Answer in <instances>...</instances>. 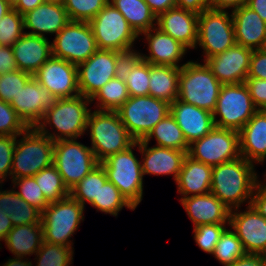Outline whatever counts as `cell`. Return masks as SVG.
Returning a JSON list of instances; mask_svg holds the SVG:
<instances>
[{
  "instance_id": "1",
  "label": "cell",
  "mask_w": 266,
  "mask_h": 266,
  "mask_svg": "<svg viewBox=\"0 0 266 266\" xmlns=\"http://www.w3.org/2000/svg\"><path fill=\"white\" fill-rule=\"evenodd\" d=\"M256 165L242 156L212 167L211 193L230 210L251 203L255 187L260 181Z\"/></svg>"
},
{
  "instance_id": "2",
  "label": "cell",
  "mask_w": 266,
  "mask_h": 266,
  "mask_svg": "<svg viewBox=\"0 0 266 266\" xmlns=\"http://www.w3.org/2000/svg\"><path fill=\"white\" fill-rule=\"evenodd\" d=\"M91 104V99L83 95L58 98L56 103L45 111L36 128L54 142L81 138L86 134L88 117L91 112L88 105L91 107ZM47 127H52L53 132L49 131Z\"/></svg>"
},
{
  "instance_id": "3",
  "label": "cell",
  "mask_w": 266,
  "mask_h": 266,
  "mask_svg": "<svg viewBox=\"0 0 266 266\" xmlns=\"http://www.w3.org/2000/svg\"><path fill=\"white\" fill-rule=\"evenodd\" d=\"M91 110L86 126L91 149L99 162L127 150L136 141L129 135L117 111Z\"/></svg>"
},
{
  "instance_id": "4",
  "label": "cell",
  "mask_w": 266,
  "mask_h": 266,
  "mask_svg": "<svg viewBox=\"0 0 266 266\" xmlns=\"http://www.w3.org/2000/svg\"><path fill=\"white\" fill-rule=\"evenodd\" d=\"M53 157L54 141L36 127H28L16 138L11 181L35 176L42 169L53 165Z\"/></svg>"
},
{
  "instance_id": "5",
  "label": "cell",
  "mask_w": 266,
  "mask_h": 266,
  "mask_svg": "<svg viewBox=\"0 0 266 266\" xmlns=\"http://www.w3.org/2000/svg\"><path fill=\"white\" fill-rule=\"evenodd\" d=\"M221 86L205 62L189 60L180 69L178 100L213 113Z\"/></svg>"
},
{
  "instance_id": "6",
  "label": "cell",
  "mask_w": 266,
  "mask_h": 266,
  "mask_svg": "<svg viewBox=\"0 0 266 266\" xmlns=\"http://www.w3.org/2000/svg\"><path fill=\"white\" fill-rule=\"evenodd\" d=\"M83 207L70 195L62 200L49 203L42 211L41 224L43 240L47 243L73 247L70 240L84 221Z\"/></svg>"
},
{
  "instance_id": "7",
  "label": "cell",
  "mask_w": 266,
  "mask_h": 266,
  "mask_svg": "<svg viewBox=\"0 0 266 266\" xmlns=\"http://www.w3.org/2000/svg\"><path fill=\"white\" fill-rule=\"evenodd\" d=\"M136 147L137 141L127 150L112 154L100 162L106 172L107 180L119 189L135 209L143 200L144 192L141 161L133 152Z\"/></svg>"
},
{
  "instance_id": "8",
  "label": "cell",
  "mask_w": 266,
  "mask_h": 266,
  "mask_svg": "<svg viewBox=\"0 0 266 266\" xmlns=\"http://www.w3.org/2000/svg\"><path fill=\"white\" fill-rule=\"evenodd\" d=\"M117 112L129 135L140 141L170 113V104L149 95L135 96L129 97Z\"/></svg>"
},
{
  "instance_id": "9",
  "label": "cell",
  "mask_w": 266,
  "mask_h": 266,
  "mask_svg": "<svg viewBox=\"0 0 266 266\" xmlns=\"http://www.w3.org/2000/svg\"><path fill=\"white\" fill-rule=\"evenodd\" d=\"M98 49L125 51L134 47L139 35L109 2L89 21Z\"/></svg>"
},
{
  "instance_id": "10",
  "label": "cell",
  "mask_w": 266,
  "mask_h": 266,
  "mask_svg": "<svg viewBox=\"0 0 266 266\" xmlns=\"http://www.w3.org/2000/svg\"><path fill=\"white\" fill-rule=\"evenodd\" d=\"M257 111L243 82L221 86L212 114L215 127L240 131Z\"/></svg>"
},
{
  "instance_id": "11",
  "label": "cell",
  "mask_w": 266,
  "mask_h": 266,
  "mask_svg": "<svg viewBox=\"0 0 266 266\" xmlns=\"http://www.w3.org/2000/svg\"><path fill=\"white\" fill-rule=\"evenodd\" d=\"M236 44L231 12L208 9L198 15V40L195 49L202 48L203 62L221 54Z\"/></svg>"
},
{
  "instance_id": "12",
  "label": "cell",
  "mask_w": 266,
  "mask_h": 266,
  "mask_svg": "<svg viewBox=\"0 0 266 266\" xmlns=\"http://www.w3.org/2000/svg\"><path fill=\"white\" fill-rule=\"evenodd\" d=\"M77 140L54 142L53 165L69 190L100 164L91 147Z\"/></svg>"
},
{
  "instance_id": "13",
  "label": "cell",
  "mask_w": 266,
  "mask_h": 266,
  "mask_svg": "<svg viewBox=\"0 0 266 266\" xmlns=\"http://www.w3.org/2000/svg\"><path fill=\"white\" fill-rule=\"evenodd\" d=\"M187 155L212 167L238 159L241 157L239 131L214 127L189 145Z\"/></svg>"
},
{
  "instance_id": "14",
  "label": "cell",
  "mask_w": 266,
  "mask_h": 266,
  "mask_svg": "<svg viewBox=\"0 0 266 266\" xmlns=\"http://www.w3.org/2000/svg\"><path fill=\"white\" fill-rule=\"evenodd\" d=\"M54 36L52 56L75 65L85 62L98 50L91 26L86 21H70Z\"/></svg>"
},
{
  "instance_id": "15",
  "label": "cell",
  "mask_w": 266,
  "mask_h": 266,
  "mask_svg": "<svg viewBox=\"0 0 266 266\" xmlns=\"http://www.w3.org/2000/svg\"><path fill=\"white\" fill-rule=\"evenodd\" d=\"M116 51L98 49L88 60L77 65L80 95L92 99L111 79L115 78Z\"/></svg>"
},
{
  "instance_id": "16",
  "label": "cell",
  "mask_w": 266,
  "mask_h": 266,
  "mask_svg": "<svg viewBox=\"0 0 266 266\" xmlns=\"http://www.w3.org/2000/svg\"><path fill=\"white\" fill-rule=\"evenodd\" d=\"M33 77L57 99L80 95L77 65L64 59L51 56Z\"/></svg>"
},
{
  "instance_id": "17",
  "label": "cell",
  "mask_w": 266,
  "mask_h": 266,
  "mask_svg": "<svg viewBox=\"0 0 266 266\" xmlns=\"http://www.w3.org/2000/svg\"><path fill=\"white\" fill-rule=\"evenodd\" d=\"M228 227L235 232L247 254L266 256V218L251 205L244 211L231 210Z\"/></svg>"
},
{
  "instance_id": "18",
  "label": "cell",
  "mask_w": 266,
  "mask_h": 266,
  "mask_svg": "<svg viewBox=\"0 0 266 266\" xmlns=\"http://www.w3.org/2000/svg\"><path fill=\"white\" fill-rule=\"evenodd\" d=\"M57 98L32 76L10 105L28 127H36Z\"/></svg>"
},
{
  "instance_id": "19",
  "label": "cell",
  "mask_w": 266,
  "mask_h": 266,
  "mask_svg": "<svg viewBox=\"0 0 266 266\" xmlns=\"http://www.w3.org/2000/svg\"><path fill=\"white\" fill-rule=\"evenodd\" d=\"M252 49L235 44L221 54L211 56L204 62L222 85L239 84L245 82Z\"/></svg>"
},
{
  "instance_id": "20",
  "label": "cell",
  "mask_w": 266,
  "mask_h": 266,
  "mask_svg": "<svg viewBox=\"0 0 266 266\" xmlns=\"http://www.w3.org/2000/svg\"><path fill=\"white\" fill-rule=\"evenodd\" d=\"M142 140L137 141V150L141 154V167L145 175H172L176 181L181 170L186 152L177 149L153 146Z\"/></svg>"
},
{
  "instance_id": "21",
  "label": "cell",
  "mask_w": 266,
  "mask_h": 266,
  "mask_svg": "<svg viewBox=\"0 0 266 266\" xmlns=\"http://www.w3.org/2000/svg\"><path fill=\"white\" fill-rule=\"evenodd\" d=\"M140 35L141 37L144 36L149 53L147 55L141 52L142 60L152 65H170L177 68L186 64H180V61L183 60L188 49L170 35L163 33L159 28H151Z\"/></svg>"
},
{
  "instance_id": "22",
  "label": "cell",
  "mask_w": 266,
  "mask_h": 266,
  "mask_svg": "<svg viewBox=\"0 0 266 266\" xmlns=\"http://www.w3.org/2000/svg\"><path fill=\"white\" fill-rule=\"evenodd\" d=\"M41 223L14 226L6 236L5 246L14 256L2 266H25L29 261L27 256L35 255L43 242ZM24 258V259H23Z\"/></svg>"
},
{
  "instance_id": "23",
  "label": "cell",
  "mask_w": 266,
  "mask_h": 266,
  "mask_svg": "<svg viewBox=\"0 0 266 266\" xmlns=\"http://www.w3.org/2000/svg\"><path fill=\"white\" fill-rule=\"evenodd\" d=\"M156 27L188 50L195 49L198 40V14L174 7L157 17Z\"/></svg>"
},
{
  "instance_id": "24",
  "label": "cell",
  "mask_w": 266,
  "mask_h": 266,
  "mask_svg": "<svg viewBox=\"0 0 266 266\" xmlns=\"http://www.w3.org/2000/svg\"><path fill=\"white\" fill-rule=\"evenodd\" d=\"M69 22L67 11L60 3L43 2L23 14L24 30H31L25 33L34 36L57 35Z\"/></svg>"
},
{
  "instance_id": "25",
  "label": "cell",
  "mask_w": 266,
  "mask_h": 266,
  "mask_svg": "<svg viewBox=\"0 0 266 266\" xmlns=\"http://www.w3.org/2000/svg\"><path fill=\"white\" fill-rule=\"evenodd\" d=\"M170 113L174 116L189 145L207 135L215 127L211 112L178 99L170 104Z\"/></svg>"
},
{
  "instance_id": "26",
  "label": "cell",
  "mask_w": 266,
  "mask_h": 266,
  "mask_svg": "<svg viewBox=\"0 0 266 266\" xmlns=\"http://www.w3.org/2000/svg\"><path fill=\"white\" fill-rule=\"evenodd\" d=\"M179 200L193 227L206 224H229L231 210L211 192Z\"/></svg>"
},
{
  "instance_id": "27",
  "label": "cell",
  "mask_w": 266,
  "mask_h": 266,
  "mask_svg": "<svg viewBox=\"0 0 266 266\" xmlns=\"http://www.w3.org/2000/svg\"><path fill=\"white\" fill-rule=\"evenodd\" d=\"M237 45L258 50L266 43V22L246 4L231 11Z\"/></svg>"
},
{
  "instance_id": "28",
  "label": "cell",
  "mask_w": 266,
  "mask_h": 266,
  "mask_svg": "<svg viewBox=\"0 0 266 266\" xmlns=\"http://www.w3.org/2000/svg\"><path fill=\"white\" fill-rule=\"evenodd\" d=\"M50 42L47 37L25 33L11 46L17 69L33 75L52 56Z\"/></svg>"
},
{
  "instance_id": "29",
  "label": "cell",
  "mask_w": 266,
  "mask_h": 266,
  "mask_svg": "<svg viewBox=\"0 0 266 266\" xmlns=\"http://www.w3.org/2000/svg\"><path fill=\"white\" fill-rule=\"evenodd\" d=\"M240 154L247 161L262 164L266 160V113L258 110L239 131Z\"/></svg>"
},
{
  "instance_id": "30",
  "label": "cell",
  "mask_w": 266,
  "mask_h": 266,
  "mask_svg": "<svg viewBox=\"0 0 266 266\" xmlns=\"http://www.w3.org/2000/svg\"><path fill=\"white\" fill-rule=\"evenodd\" d=\"M212 166L186 155L177 180V192L181 198L210 193Z\"/></svg>"
},
{
  "instance_id": "31",
  "label": "cell",
  "mask_w": 266,
  "mask_h": 266,
  "mask_svg": "<svg viewBox=\"0 0 266 266\" xmlns=\"http://www.w3.org/2000/svg\"><path fill=\"white\" fill-rule=\"evenodd\" d=\"M180 69L170 65L150 64L149 96L169 104L178 99Z\"/></svg>"
},
{
  "instance_id": "32",
  "label": "cell",
  "mask_w": 266,
  "mask_h": 266,
  "mask_svg": "<svg viewBox=\"0 0 266 266\" xmlns=\"http://www.w3.org/2000/svg\"><path fill=\"white\" fill-rule=\"evenodd\" d=\"M109 3L122 13L139 36L157 26V17L144 0H109Z\"/></svg>"
},
{
  "instance_id": "33",
  "label": "cell",
  "mask_w": 266,
  "mask_h": 266,
  "mask_svg": "<svg viewBox=\"0 0 266 266\" xmlns=\"http://www.w3.org/2000/svg\"><path fill=\"white\" fill-rule=\"evenodd\" d=\"M153 138L156 140V146L188 152L189 144L171 113L152 128L142 141L149 143Z\"/></svg>"
},
{
  "instance_id": "34",
  "label": "cell",
  "mask_w": 266,
  "mask_h": 266,
  "mask_svg": "<svg viewBox=\"0 0 266 266\" xmlns=\"http://www.w3.org/2000/svg\"><path fill=\"white\" fill-rule=\"evenodd\" d=\"M90 205L96 208V211L115 217H117L124 207L130 209L131 211L135 210V208L121 194L119 189L112 182L107 180L106 172L101 164L98 201H93Z\"/></svg>"
},
{
  "instance_id": "35",
  "label": "cell",
  "mask_w": 266,
  "mask_h": 266,
  "mask_svg": "<svg viewBox=\"0 0 266 266\" xmlns=\"http://www.w3.org/2000/svg\"><path fill=\"white\" fill-rule=\"evenodd\" d=\"M129 97L125 81L113 78L96 93L91 99V103L96 102L94 103L95 110L117 111Z\"/></svg>"
},
{
  "instance_id": "36",
  "label": "cell",
  "mask_w": 266,
  "mask_h": 266,
  "mask_svg": "<svg viewBox=\"0 0 266 266\" xmlns=\"http://www.w3.org/2000/svg\"><path fill=\"white\" fill-rule=\"evenodd\" d=\"M33 177L48 203L57 202L70 195V190L54 165L42 169Z\"/></svg>"
},
{
  "instance_id": "37",
  "label": "cell",
  "mask_w": 266,
  "mask_h": 266,
  "mask_svg": "<svg viewBox=\"0 0 266 266\" xmlns=\"http://www.w3.org/2000/svg\"><path fill=\"white\" fill-rule=\"evenodd\" d=\"M73 249L74 247H64L43 241L41 248L35 254V266H72ZM25 266H34L32 260L29 259Z\"/></svg>"
},
{
  "instance_id": "38",
  "label": "cell",
  "mask_w": 266,
  "mask_h": 266,
  "mask_svg": "<svg viewBox=\"0 0 266 266\" xmlns=\"http://www.w3.org/2000/svg\"><path fill=\"white\" fill-rule=\"evenodd\" d=\"M246 254L235 232L232 229L226 228L221 234L212 255L221 265L227 266Z\"/></svg>"
},
{
  "instance_id": "39",
  "label": "cell",
  "mask_w": 266,
  "mask_h": 266,
  "mask_svg": "<svg viewBox=\"0 0 266 266\" xmlns=\"http://www.w3.org/2000/svg\"><path fill=\"white\" fill-rule=\"evenodd\" d=\"M99 187L100 164L70 189V196L85 207L86 203L98 201Z\"/></svg>"
},
{
  "instance_id": "40",
  "label": "cell",
  "mask_w": 266,
  "mask_h": 266,
  "mask_svg": "<svg viewBox=\"0 0 266 266\" xmlns=\"http://www.w3.org/2000/svg\"><path fill=\"white\" fill-rule=\"evenodd\" d=\"M108 2L109 0H65L63 5L70 21L89 22Z\"/></svg>"
},
{
  "instance_id": "41",
  "label": "cell",
  "mask_w": 266,
  "mask_h": 266,
  "mask_svg": "<svg viewBox=\"0 0 266 266\" xmlns=\"http://www.w3.org/2000/svg\"><path fill=\"white\" fill-rule=\"evenodd\" d=\"M24 34L23 15L12 8L0 20V44L12 46Z\"/></svg>"
},
{
  "instance_id": "42",
  "label": "cell",
  "mask_w": 266,
  "mask_h": 266,
  "mask_svg": "<svg viewBox=\"0 0 266 266\" xmlns=\"http://www.w3.org/2000/svg\"><path fill=\"white\" fill-rule=\"evenodd\" d=\"M11 183L13 184L12 188L18 189L15 192L19 197L41 212L48 206L49 203L46 201L34 177L16 178Z\"/></svg>"
},
{
  "instance_id": "43",
  "label": "cell",
  "mask_w": 266,
  "mask_h": 266,
  "mask_svg": "<svg viewBox=\"0 0 266 266\" xmlns=\"http://www.w3.org/2000/svg\"><path fill=\"white\" fill-rule=\"evenodd\" d=\"M32 76L18 69L0 75V100L11 103Z\"/></svg>"
},
{
  "instance_id": "44",
  "label": "cell",
  "mask_w": 266,
  "mask_h": 266,
  "mask_svg": "<svg viewBox=\"0 0 266 266\" xmlns=\"http://www.w3.org/2000/svg\"><path fill=\"white\" fill-rule=\"evenodd\" d=\"M149 81L150 63L141 60L125 80L130 97L149 95Z\"/></svg>"
},
{
  "instance_id": "45",
  "label": "cell",
  "mask_w": 266,
  "mask_h": 266,
  "mask_svg": "<svg viewBox=\"0 0 266 266\" xmlns=\"http://www.w3.org/2000/svg\"><path fill=\"white\" fill-rule=\"evenodd\" d=\"M229 224H206L193 228L196 245L205 253L213 254L215 246L223 231Z\"/></svg>"
},
{
  "instance_id": "46",
  "label": "cell",
  "mask_w": 266,
  "mask_h": 266,
  "mask_svg": "<svg viewBox=\"0 0 266 266\" xmlns=\"http://www.w3.org/2000/svg\"><path fill=\"white\" fill-rule=\"evenodd\" d=\"M27 128L10 103L0 100V135L18 136Z\"/></svg>"
},
{
  "instance_id": "47",
  "label": "cell",
  "mask_w": 266,
  "mask_h": 266,
  "mask_svg": "<svg viewBox=\"0 0 266 266\" xmlns=\"http://www.w3.org/2000/svg\"><path fill=\"white\" fill-rule=\"evenodd\" d=\"M42 212L21 197L16 200L15 213L9 216L13 226L41 223Z\"/></svg>"
},
{
  "instance_id": "48",
  "label": "cell",
  "mask_w": 266,
  "mask_h": 266,
  "mask_svg": "<svg viewBox=\"0 0 266 266\" xmlns=\"http://www.w3.org/2000/svg\"><path fill=\"white\" fill-rule=\"evenodd\" d=\"M142 60L141 52L134 48L116 51L115 78L125 81L130 71Z\"/></svg>"
},
{
  "instance_id": "49",
  "label": "cell",
  "mask_w": 266,
  "mask_h": 266,
  "mask_svg": "<svg viewBox=\"0 0 266 266\" xmlns=\"http://www.w3.org/2000/svg\"><path fill=\"white\" fill-rule=\"evenodd\" d=\"M17 136L0 135V179H11L12 161Z\"/></svg>"
},
{
  "instance_id": "50",
  "label": "cell",
  "mask_w": 266,
  "mask_h": 266,
  "mask_svg": "<svg viewBox=\"0 0 266 266\" xmlns=\"http://www.w3.org/2000/svg\"><path fill=\"white\" fill-rule=\"evenodd\" d=\"M244 83L248 88L253 104L258 110H262L266 105V80L246 78Z\"/></svg>"
},
{
  "instance_id": "51",
  "label": "cell",
  "mask_w": 266,
  "mask_h": 266,
  "mask_svg": "<svg viewBox=\"0 0 266 266\" xmlns=\"http://www.w3.org/2000/svg\"><path fill=\"white\" fill-rule=\"evenodd\" d=\"M247 78L266 80V51L264 49L252 51Z\"/></svg>"
},
{
  "instance_id": "52",
  "label": "cell",
  "mask_w": 266,
  "mask_h": 266,
  "mask_svg": "<svg viewBox=\"0 0 266 266\" xmlns=\"http://www.w3.org/2000/svg\"><path fill=\"white\" fill-rule=\"evenodd\" d=\"M250 205L266 218V183L259 181L254 189Z\"/></svg>"
},
{
  "instance_id": "53",
  "label": "cell",
  "mask_w": 266,
  "mask_h": 266,
  "mask_svg": "<svg viewBox=\"0 0 266 266\" xmlns=\"http://www.w3.org/2000/svg\"><path fill=\"white\" fill-rule=\"evenodd\" d=\"M17 70L11 46H0V75Z\"/></svg>"
},
{
  "instance_id": "54",
  "label": "cell",
  "mask_w": 266,
  "mask_h": 266,
  "mask_svg": "<svg viewBox=\"0 0 266 266\" xmlns=\"http://www.w3.org/2000/svg\"><path fill=\"white\" fill-rule=\"evenodd\" d=\"M19 196L14 188L0 190V210L4 211L8 216L15 213L16 200Z\"/></svg>"
},
{
  "instance_id": "55",
  "label": "cell",
  "mask_w": 266,
  "mask_h": 266,
  "mask_svg": "<svg viewBox=\"0 0 266 266\" xmlns=\"http://www.w3.org/2000/svg\"><path fill=\"white\" fill-rule=\"evenodd\" d=\"M211 0H176V7L201 14L210 9Z\"/></svg>"
},
{
  "instance_id": "56",
  "label": "cell",
  "mask_w": 266,
  "mask_h": 266,
  "mask_svg": "<svg viewBox=\"0 0 266 266\" xmlns=\"http://www.w3.org/2000/svg\"><path fill=\"white\" fill-rule=\"evenodd\" d=\"M227 266H266V256L260 254H246Z\"/></svg>"
},
{
  "instance_id": "57",
  "label": "cell",
  "mask_w": 266,
  "mask_h": 266,
  "mask_svg": "<svg viewBox=\"0 0 266 266\" xmlns=\"http://www.w3.org/2000/svg\"><path fill=\"white\" fill-rule=\"evenodd\" d=\"M247 3V0H211L210 9L227 11L240 8Z\"/></svg>"
},
{
  "instance_id": "58",
  "label": "cell",
  "mask_w": 266,
  "mask_h": 266,
  "mask_svg": "<svg viewBox=\"0 0 266 266\" xmlns=\"http://www.w3.org/2000/svg\"><path fill=\"white\" fill-rule=\"evenodd\" d=\"M151 11L158 17L161 13L176 7V0H144Z\"/></svg>"
},
{
  "instance_id": "59",
  "label": "cell",
  "mask_w": 266,
  "mask_h": 266,
  "mask_svg": "<svg viewBox=\"0 0 266 266\" xmlns=\"http://www.w3.org/2000/svg\"><path fill=\"white\" fill-rule=\"evenodd\" d=\"M43 2L44 0H16L13 4V8L23 15L31 10H34Z\"/></svg>"
},
{
  "instance_id": "60",
  "label": "cell",
  "mask_w": 266,
  "mask_h": 266,
  "mask_svg": "<svg viewBox=\"0 0 266 266\" xmlns=\"http://www.w3.org/2000/svg\"><path fill=\"white\" fill-rule=\"evenodd\" d=\"M13 224L9 216L2 210H0V241L5 240L8 233L12 230ZM2 246V244L0 243ZM0 246V249H2Z\"/></svg>"
},
{
  "instance_id": "61",
  "label": "cell",
  "mask_w": 266,
  "mask_h": 266,
  "mask_svg": "<svg viewBox=\"0 0 266 266\" xmlns=\"http://www.w3.org/2000/svg\"><path fill=\"white\" fill-rule=\"evenodd\" d=\"M246 5L266 22V0H247Z\"/></svg>"
},
{
  "instance_id": "62",
  "label": "cell",
  "mask_w": 266,
  "mask_h": 266,
  "mask_svg": "<svg viewBox=\"0 0 266 266\" xmlns=\"http://www.w3.org/2000/svg\"><path fill=\"white\" fill-rule=\"evenodd\" d=\"M13 8V5L7 0H0V20Z\"/></svg>"
},
{
  "instance_id": "63",
  "label": "cell",
  "mask_w": 266,
  "mask_h": 266,
  "mask_svg": "<svg viewBox=\"0 0 266 266\" xmlns=\"http://www.w3.org/2000/svg\"><path fill=\"white\" fill-rule=\"evenodd\" d=\"M65 0H44V2H51V3H60V4H64Z\"/></svg>"
},
{
  "instance_id": "64",
  "label": "cell",
  "mask_w": 266,
  "mask_h": 266,
  "mask_svg": "<svg viewBox=\"0 0 266 266\" xmlns=\"http://www.w3.org/2000/svg\"><path fill=\"white\" fill-rule=\"evenodd\" d=\"M3 182L4 181L0 179V190L2 189V185L4 184Z\"/></svg>"
},
{
  "instance_id": "65",
  "label": "cell",
  "mask_w": 266,
  "mask_h": 266,
  "mask_svg": "<svg viewBox=\"0 0 266 266\" xmlns=\"http://www.w3.org/2000/svg\"><path fill=\"white\" fill-rule=\"evenodd\" d=\"M8 2H10L12 5L16 2V0H7Z\"/></svg>"
},
{
  "instance_id": "66",
  "label": "cell",
  "mask_w": 266,
  "mask_h": 266,
  "mask_svg": "<svg viewBox=\"0 0 266 266\" xmlns=\"http://www.w3.org/2000/svg\"><path fill=\"white\" fill-rule=\"evenodd\" d=\"M263 175H264L263 181L266 183V173H264Z\"/></svg>"
},
{
  "instance_id": "67",
  "label": "cell",
  "mask_w": 266,
  "mask_h": 266,
  "mask_svg": "<svg viewBox=\"0 0 266 266\" xmlns=\"http://www.w3.org/2000/svg\"><path fill=\"white\" fill-rule=\"evenodd\" d=\"M262 111H263L264 113H266V105H265V107L262 109Z\"/></svg>"
}]
</instances>
